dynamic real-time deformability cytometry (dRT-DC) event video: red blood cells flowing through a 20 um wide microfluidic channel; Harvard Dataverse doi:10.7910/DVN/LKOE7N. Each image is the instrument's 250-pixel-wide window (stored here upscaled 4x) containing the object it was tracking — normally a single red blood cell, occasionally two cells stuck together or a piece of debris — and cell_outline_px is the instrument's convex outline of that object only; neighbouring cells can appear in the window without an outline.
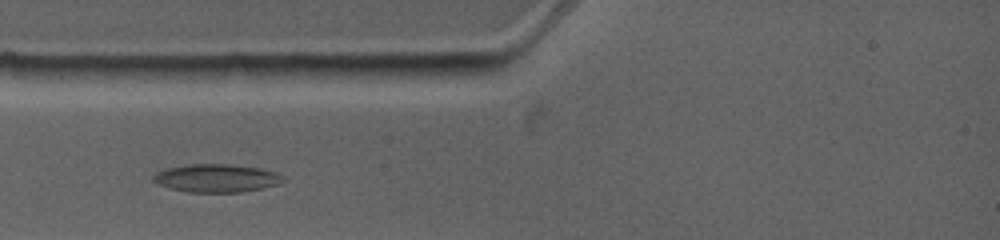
{"species": "common noctule bat (a hibernating species)", "species_latin": "Nyctalus noctula", "temperature_condition": "warm", "stored_images_in_passage": 6, "camera_frame_rate_fps": 4500, "um_per_image_px": 0.085, "animal": {"sex": "female", "body_mass_g": 19.0, "forearm_length_mm": 53.3}, "frame": {"image": 1, "passage_image": 4, "time_ms": 2.667, "image_size_px": [1000, 240], "cell_outline_px": [[284, 180], [276, 184], [260, 188], [240, 192], [188, 192], [168, 188], [156, 184], [152, 180], [152, 176], [156, 172], [168, 168], [188, 164], [228, 164], [260, 168], [276, 172], [284, 176]], "centroid_in_image_um": [18.34, 15.14], "position_along_channel_um": 66.7, "area_um2": 21.21}}
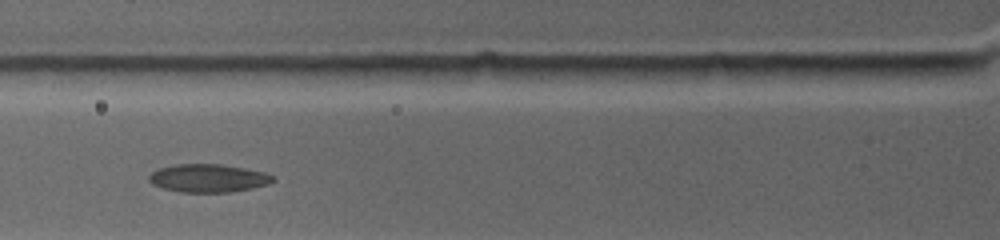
{"frame": {"image": 2, "passage_image": 5, "time_ms": 3.778, "image_size_px": [1000, 240], "cell_outline_px": [[276, 180], [268, 184], [252, 188], [232, 192], [180, 192], [164, 188], [152, 184], [148, 180], [148, 176], [152, 172], [160, 168], [176, 164], [220, 164], [244, 168], [264, 172], [272, 176]], "centroid_in_image_um": [17.7, 15.14], "position_along_channel_um": 108.1, "area_um2": 20.23}}
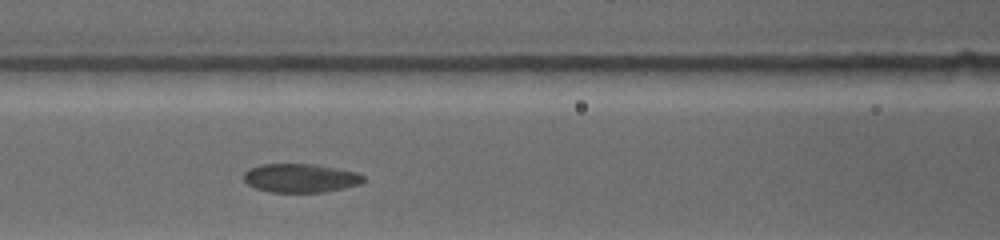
{"frame": {"image": 3, "passage_image": 6, "time_ms": 4.667, "image_size_px": [1000, 240], "cell_outline_px": [[364, 180], [360, 184], [344, 188], [324, 192], [272, 192], [256, 188], [248, 184], [244, 180], [244, 172], [248, 168], [260, 164], [312, 164], [356, 172], [364, 176]], "centroid_in_image_um": [25.51, 15.13], "position_along_channel_um": 141.1, "area_um2": 19.94}}